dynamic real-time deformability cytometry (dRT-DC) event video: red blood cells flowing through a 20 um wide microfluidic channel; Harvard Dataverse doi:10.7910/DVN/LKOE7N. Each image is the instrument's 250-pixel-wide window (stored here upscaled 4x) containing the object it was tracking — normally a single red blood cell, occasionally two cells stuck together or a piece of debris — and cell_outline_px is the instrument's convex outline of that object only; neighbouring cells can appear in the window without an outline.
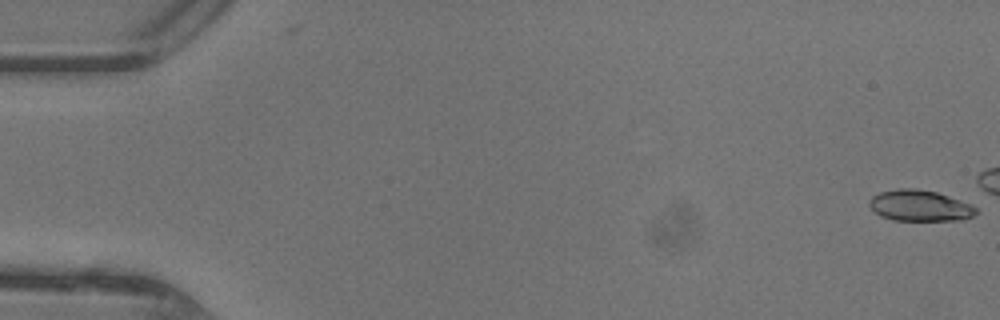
{"species": "common noctule bat (a hibernating species)", "species_latin": "Nyctalus noctula", "temperature_condition": "warm", "stored_images_in_passage": 18, "camera_frame_rate_fps": 3000, "um_per_image_px": 0.085, "animal": {"sex": "female"}, "frame": {"image": 1, "passage_image": 1, "time_ms": 0.0, "image_size_px": [1000, 320], "cell_outline_px": [[980, 212], [964, 220], [892, 220], [880, 216], [868, 204], [868, 200], [872, 196], [880, 192], [900, 188], [916, 188], [936, 192], [960, 200], [976, 208]], "centroid_in_image_um": [78.17, 17.48], "position_along_channel_um": 6.8, "area_um2": 19.31}}